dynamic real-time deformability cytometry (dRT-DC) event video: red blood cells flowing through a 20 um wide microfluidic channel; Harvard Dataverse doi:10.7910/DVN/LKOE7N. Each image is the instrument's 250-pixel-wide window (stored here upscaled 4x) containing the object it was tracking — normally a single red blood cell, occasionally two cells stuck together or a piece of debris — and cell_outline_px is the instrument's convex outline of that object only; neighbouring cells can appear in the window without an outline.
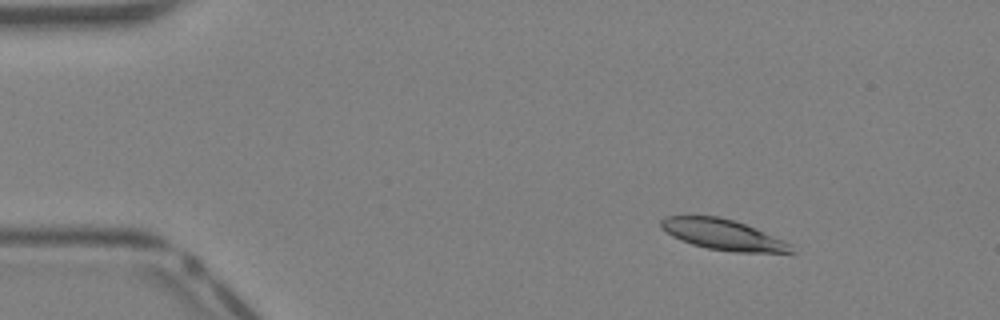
{"species": "Egyptian fruit bat (a non-hibernating species)", "species_latin": "Rousettus aegyptiacus", "temperature_condition": "warm", "stored_images_in_passage": 35, "camera_frame_rate_fps": 3000, "um_per_image_px": 0.085, "animal": {"sex": "female"}, "frame": {"image": 1, "passage_image": 1, "time_ms": 0.0, "image_size_px": [1000, 320], "cell_outline_px": [[792, 252], [732, 252], [708, 248], [692, 244], [680, 240], [672, 236], [660, 228], [660, 220], [664, 216], [716, 216], [732, 220], [756, 228], [792, 244]], "centroid_in_image_um": [61.4, 19.94], "position_along_channel_um": 23.6, "area_um2": 23.0}}
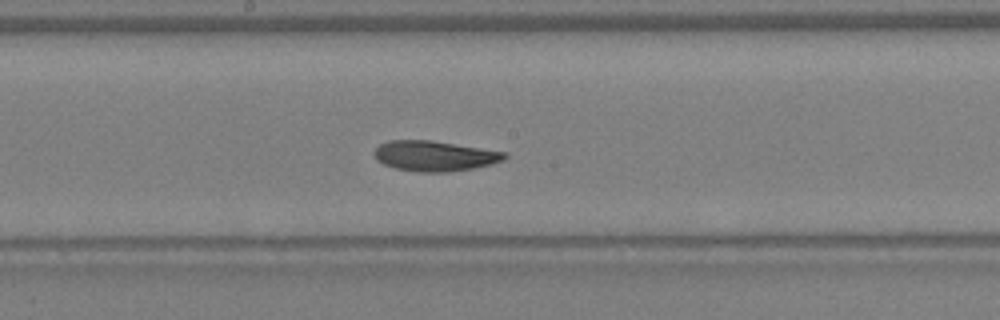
{"frame": {"image": 2, "passage_image": 17, "time_ms": 5.333, "image_size_px": [1000, 320], "cell_outline_px": [[508, 156], [504, 160], [492, 164], [472, 168], [448, 172], [420, 172], [396, 168], [384, 164], [376, 160], [376, 148], [380, 144], [388, 140], [428, 140], [508, 152]], "centroid_in_image_um": [36.97, 13.25], "position_along_channel_um": 211.2, "area_um2": 22.83}}
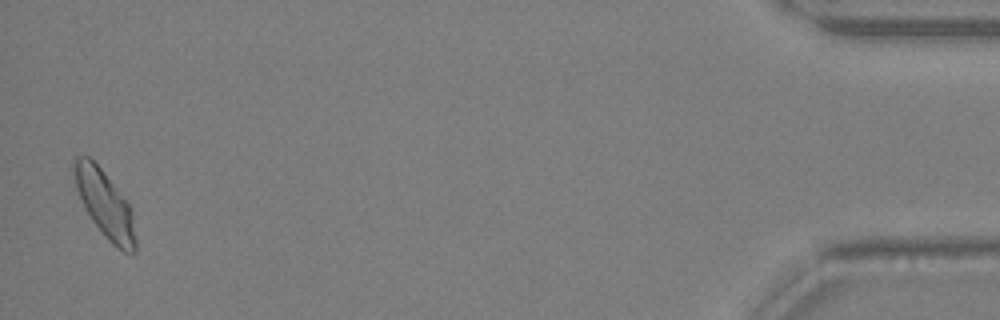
{"frame": {"image": 3, "passage_image": 35, "time_ms": 11.333, "image_size_px": [1000, 320], "cell_outline_px": [[136, 252], [124, 252], [112, 244], [104, 236], [92, 220], [84, 208], [76, 188], [72, 172], [72, 160], [76, 156], [88, 156], [100, 168], [132, 208], [136, 240]], "centroid_in_image_um": [8.89, 17.35], "position_along_channel_um": 426.3, "area_um2": 23.93}}